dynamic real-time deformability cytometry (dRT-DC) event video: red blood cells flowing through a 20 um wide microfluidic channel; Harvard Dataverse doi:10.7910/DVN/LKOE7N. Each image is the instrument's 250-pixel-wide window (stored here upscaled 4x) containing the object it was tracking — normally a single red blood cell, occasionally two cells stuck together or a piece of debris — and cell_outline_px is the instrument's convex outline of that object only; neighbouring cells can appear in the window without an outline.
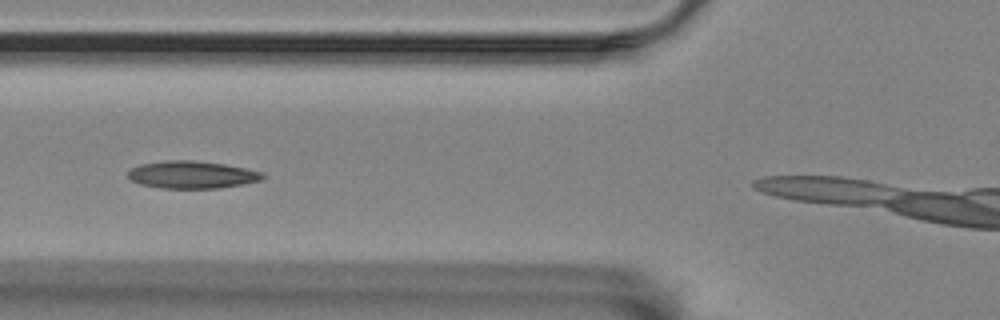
{"species": "Egyptian fruit bat (a non-hibernating species)", "species_latin": "Rousettus aegyptiacus", "temperature_condition": "room temperature", "stored_images_in_passage": 13, "camera_frame_rate_fps": 3000, "um_per_image_px": 0.085, "animal": {"sex": "female"}, "frame": {"image": 1, "passage_image": 6, "time_ms": 1.667, "image_size_px": [1000, 320], "cell_outline_px": [[264, 176], [260, 180], [244, 184], [216, 188], [160, 188], [140, 184], [128, 180], [128, 172], [132, 168], [140, 164], [164, 160], [192, 160], [224, 164], [264, 172]], "centroid_in_image_um": [16.28, 14.85], "position_along_channel_um": 109.5, "area_um2": 21.56}}